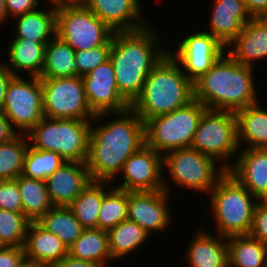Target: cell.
Masks as SVG:
<instances>
[{
  "label": "cell",
  "instance_id": "48",
  "mask_svg": "<svg viewBox=\"0 0 267 267\" xmlns=\"http://www.w3.org/2000/svg\"><path fill=\"white\" fill-rule=\"evenodd\" d=\"M56 4H79L85 0H53Z\"/></svg>",
  "mask_w": 267,
  "mask_h": 267
},
{
  "label": "cell",
  "instance_id": "30",
  "mask_svg": "<svg viewBox=\"0 0 267 267\" xmlns=\"http://www.w3.org/2000/svg\"><path fill=\"white\" fill-rule=\"evenodd\" d=\"M107 232L109 251L113 260L132 254L142 247L150 236L141 226L129 219L121 221Z\"/></svg>",
  "mask_w": 267,
  "mask_h": 267
},
{
  "label": "cell",
  "instance_id": "42",
  "mask_svg": "<svg viewBox=\"0 0 267 267\" xmlns=\"http://www.w3.org/2000/svg\"><path fill=\"white\" fill-rule=\"evenodd\" d=\"M7 20L18 17L27 12L37 9L40 4L38 0H5ZM12 16V17H11Z\"/></svg>",
  "mask_w": 267,
  "mask_h": 267
},
{
  "label": "cell",
  "instance_id": "37",
  "mask_svg": "<svg viewBox=\"0 0 267 267\" xmlns=\"http://www.w3.org/2000/svg\"><path fill=\"white\" fill-rule=\"evenodd\" d=\"M30 223L23 213L0 209V245L24 246Z\"/></svg>",
  "mask_w": 267,
  "mask_h": 267
},
{
  "label": "cell",
  "instance_id": "20",
  "mask_svg": "<svg viewBox=\"0 0 267 267\" xmlns=\"http://www.w3.org/2000/svg\"><path fill=\"white\" fill-rule=\"evenodd\" d=\"M214 3L207 32L227 48L252 17L244 0H214Z\"/></svg>",
  "mask_w": 267,
  "mask_h": 267
},
{
  "label": "cell",
  "instance_id": "49",
  "mask_svg": "<svg viewBox=\"0 0 267 267\" xmlns=\"http://www.w3.org/2000/svg\"><path fill=\"white\" fill-rule=\"evenodd\" d=\"M19 267H46V266H44L42 264L35 263V262H30V261L24 260Z\"/></svg>",
  "mask_w": 267,
  "mask_h": 267
},
{
  "label": "cell",
  "instance_id": "45",
  "mask_svg": "<svg viewBox=\"0 0 267 267\" xmlns=\"http://www.w3.org/2000/svg\"><path fill=\"white\" fill-rule=\"evenodd\" d=\"M14 77L11 71L6 67L5 63L0 62V110L3 107L6 91L10 80Z\"/></svg>",
  "mask_w": 267,
  "mask_h": 267
},
{
  "label": "cell",
  "instance_id": "22",
  "mask_svg": "<svg viewBox=\"0 0 267 267\" xmlns=\"http://www.w3.org/2000/svg\"><path fill=\"white\" fill-rule=\"evenodd\" d=\"M23 247L25 260L46 267H51L68 255V249L63 242L37 221H31Z\"/></svg>",
  "mask_w": 267,
  "mask_h": 267
},
{
  "label": "cell",
  "instance_id": "21",
  "mask_svg": "<svg viewBox=\"0 0 267 267\" xmlns=\"http://www.w3.org/2000/svg\"><path fill=\"white\" fill-rule=\"evenodd\" d=\"M226 52L237 62L253 67L254 61L267 58V17H252Z\"/></svg>",
  "mask_w": 267,
  "mask_h": 267
},
{
  "label": "cell",
  "instance_id": "40",
  "mask_svg": "<svg viewBox=\"0 0 267 267\" xmlns=\"http://www.w3.org/2000/svg\"><path fill=\"white\" fill-rule=\"evenodd\" d=\"M249 235L267 244V200H258Z\"/></svg>",
  "mask_w": 267,
  "mask_h": 267
},
{
  "label": "cell",
  "instance_id": "1",
  "mask_svg": "<svg viewBox=\"0 0 267 267\" xmlns=\"http://www.w3.org/2000/svg\"><path fill=\"white\" fill-rule=\"evenodd\" d=\"M109 114L118 117L97 128L90 127L86 164L92 181L113 182L125 161L145 145V123L131 107L97 114L93 121Z\"/></svg>",
  "mask_w": 267,
  "mask_h": 267
},
{
  "label": "cell",
  "instance_id": "26",
  "mask_svg": "<svg viewBox=\"0 0 267 267\" xmlns=\"http://www.w3.org/2000/svg\"><path fill=\"white\" fill-rule=\"evenodd\" d=\"M236 117L239 148L267 149V109L256 103L238 110Z\"/></svg>",
  "mask_w": 267,
  "mask_h": 267
},
{
  "label": "cell",
  "instance_id": "6",
  "mask_svg": "<svg viewBox=\"0 0 267 267\" xmlns=\"http://www.w3.org/2000/svg\"><path fill=\"white\" fill-rule=\"evenodd\" d=\"M91 120L43 119L28 133L31 147L58 153L67 162H86Z\"/></svg>",
  "mask_w": 267,
  "mask_h": 267
},
{
  "label": "cell",
  "instance_id": "35",
  "mask_svg": "<svg viewBox=\"0 0 267 267\" xmlns=\"http://www.w3.org/2000/svg\"><path fill=\"white\" fill-rule=\"evenodd\" d=\"M108 191L104 194L98 214L97 228L108 231L121 221L127 219L128 192L111 186L108 181Z\"/></svg>",
  "mask_w": 267,
  "mask_h": 267
},
{
  "label": "cell",
  "instance_id": "44",
  "mask_svg": "<svg viewBox=\"0 0 267 267\" xmlns=\"http://www.w3.org/2000/svg\"><path fill=\"white\" fill-rule=\"evenodd\" d=\"M251 17H267V0H244Z\"/></svg>",
  "mask_w": 267,
  "mask_h": 267
},
{
  "label": "cell",
  "instance_id": "25",
  "mask_svg": "<svg viewBox=\"0 0 267 267\" xmlns=\"http://www.w3.org/2000/svg\"><path fill=\"white\" fill-rule=\"evenodd\" d=\"M47 2L50 3L47 11L39 7L14 18L16 25L13 38L49 42L56 36V3L53 0Z\"/></svg>",
  "mask_w": 267,
  "mask_h": 267
},
{
  "label": "cell",
  "instance_id": "8",
  "mask_svg": "<svg viewBox=\"0 0 267 267\" xmlns=\"http://www.w3.org/2000/svg\"><path fill=\"white\" fill-rule=\"evenodd\" d=\"M114 31L83 3L56 4V36L75 51L106 45Z\"/></svg>",
  "mask_w": 267,
  "mask_h": 267
},
{
  "label": "cell",
  "instance_id": "12",
  "mask_svg": "<svg viewBox=\"0 0 267 267\" xmlns=\"http://www.w3.org/2000/svg\"><path fill=\"white\" fill-rule=\"evenodd\" d=\"M43 113L47 118L92 120L81 76L41 78Z\"/></svg>",
  "mask_w": 267,
  "mask_h": 267
},
{
  "label": "cell",
  "instance_id": "3",
  "mask_svg": "<svg viewBox=\"0 0 267 267\" xmlns=\"http://www.w3.org/2000/svg\"><path fill=\"white\" fill-rule=\"evenodd\" d=\"M253 73L254 67L237 62L225 52L212 68L193 83L194 99L207 109L235 113L259 103Z\"/></svg>",
  "mask_w": 267,
  "mask_h": 267
},
{
  "label": "cell",
  "instance_id": "32",
  "mask_svg": "<svg viewBox=\"0 0 267 267\" xmlns=\"http://www.w3.org/2000/svg\"><path fill=\"white\" fill-rule=\"evenodd\" d=\"M108 181H91L68 206L84 228H97L98 214Z\"/></svg>",
  "mask_w": 267,
  "mask_h": 267
},
{
  "label": "cell",
  "instance_id": "11",
  "mask_svg": "<svg viewBox=\"0 0 267 267\" xmlns=\"http://www.w3.org/2000/svg\"><path fill=\"white\" fill-rule=\"evenodd\" d=\"M1 110L18 133L27 134L44 117L41 78L14 76Z\"/></svg>",
  "mask_w": 267,
  "mask_h": 267
},
{
  "label": "cell",
  "instance_id": "34",
  "mask_svg": "<svg viewBox=\"0 0 267 267\" xmlns=\"http://www.w3.org/2000/svg\"><path fill=\"white\" fill-rule=\"evenodd\" d=\"M27 134L18 133L8 142L0 144V181L16 179L22 175L25 156L29 148Z\"/></svg>",
  "mask_w": 267,
  "mask_h": 267
},
{
  "label": "cell",
  "instance_id": "31",
  "mask_svg": "<svg viewBox=\"0 0 267 267\" xmlns=\"http://www.w3.org/2000/svg\"><path fill=\"white\" fill-rule=\"evenodd\" d=\"M37 222L48 232L55 234L67 249L84 230L75 214L66 206H53Z\"/></svg>",
  "mask_w": 267,
  "mask_h": 267
},
{
  "label": "cell",
  "instance_id": "17",
  "mask_svg": "<svg viewBox=\"0 0 267 267\" xmlns=\"http://www.w3.org/2000/svg\"><path fill=\"white\" fill-rule=\"evenodd\" d=\"M237 157L227 172L258 200H267V149L242 148Z\"/></svg>",
  "mask_w": 267,
  "mask_h": 267
},
{
  "label": "cell",
  "instance_id": "33",
  "mask_svg": "<svg viewBox=\"0 0 267 267\" xmlns=\"http://www.w3.org/2000/svg\"><path fill=\"white\" fill-rule=\"evenodd\" d=\"M22 199L23 214L30 221H38L53 204L45 181L20 175L16 178Z\"/></svg>",
  "mask_w": 267,
  "mask_h": 267
},
{
  "label": "cell",
  "instance_id": "7",
  "mask_svg": "<svg viewBox=\"0 0 267 267\" xmlns=\"http://www.w3.org/2000/svg\"><path fill=\"white\" fill-rule=\"evenodd\" d=\"M206 109L194 99L182 108L148 119L145 122V144L162 155L174 149L191 147Z\"/></svg>",
  "mask_w": 267,
  "mask_h": 267
},
{
  "label": "cell",
  "instance_id": "29",
  "mask_svg": "<svg viewBox=\"0 0 267 267\" xmlns=\"http://www.w3.org/2000/svg\"><path fill=\"white\" fill-rule=\"evenodd\" d=\"M228 260L231 267H266L267 244L250 235L227 238Z\"/></svg>",
  "mask_w": 267,
  "mask_h": 267
},
{
  "label": "cell",
  "instance_id": "38",
  "mask_svg": "<svg viewBox=\"0 0 267 267\" xmlns=\"http://www.w3.org/2000/svg\"><path fill=\"white\" fill-rule=\"evenodd\" d=\"M112 39L106 44L85 51H75L77 76H85L90 71L109 60Z\"/></svg>",
  "mask_w": 267,
  "mask_h": 267
},
{
  "label": "cell",
  "instance_id": "5",
  "mask_svg": "<svg viewBox=\"0 0 267 267\" xmlns=\"http://www.w3.org/2000/svg\"><path fill=\"white\" fill-rule=\"evenodd\" d=\"M209 195L216 234L225 238L249 235L258 199L228 172Z\"/></svg>",
  "mask_w": 267,
  "mask_h": 267
},
{
  "label": "cell",
  "instance_id": "47",
  "mask_svg": "<svg viewBox=\"0 0 267 267\" xmlns=\"http://www.w3.org/2000/svg\"><path fill=\"white\" fill-rule=\"evenodd\" d=\"M7 21L5 0H0V24Z\"/></svg>",
  "mask_w": 267,
  "mask_h": 267
},
{
  "label": "cell",
  "instance_id": "28",
  "mask_svg": "<svg viewBox=\"0 0 267 267\" xmlns=\"http://www.w3.org/2000/svg\"><path fill=\"white\" fill-rule=\"evenodd\" d=\"M77 76L75 50L58 36L45 47L44 65L40 78H65Z\"/></svg>",
  "mask_w": 267,
  "mask_h": 267
},
{
  "label": "cell",
  "instance_id": "24",
  "mask_svg": "<svg viewBox=\"0 0 267 267\" xmlns=\"http://www.w3.org/2000/svg\"><path fill=\"white\" fill-rule=\"evenodd\" d=\"M48 42H36L31 39L13 38L8 45V63L6 67L14 76L25 72L30 77H41L44 65L45 47ZM20 71V72H19Z\"/></svg>",
  "mask_w": 267,
  "mask_h": 267
},
{
  "label": "cell",
  "instance_id": "23",
  "mask_svg": "<svg viewBox=\"0 0 267 267\" xmlns=\"http://www.w3.org/2000/svg\"><path fill=\"white\" fill-rule=\"evenodd\" d=\"M197 231L185 252L188 267H226L229 264L227 238L203 229Z\"/></svg>",
  "mask_w": 267,
  "mask_h": 267
},
{
  "label": "cell",
  "instance_id": "18",
  "mask_svg": "<svg viewBox=\"0 0 267 267\" xmlns=\"http://www.w3.org/2000/svg\"><path fill=\"white\" fill-rule=\"evenodd\" d=\"M86 162H65L45 182L53 206L68 207L91 182Z\"/></svg>",
  "mask_w": 267,
  "mask_h": 267
},
{
  "label": "cell",
  "instance_id": "46",
  "mask_svg": "<svg viewBox=\"0 0 267 267\" xmlns=\"http://www.w3.org/2000/svg\"><path fill=\"white\" fill-rule=\"evenodd\" d=\"M51 267H101L100 265L87 261V260H79L69 255H66L63 259L59 262L55 263Z\"/></svg>",
  "mask_w": 267,
  "mask_h": 267
},
{
  "label": "cell",
  "instance_id": "36",
  "mask_svg": "<svg viewBox=\"0 0 267 267\" xmlns=\"http://www.w3.org/2000/svg\"><path fill=\"white\" fill-rule=\"evenodd\" d=\"M66 161L56 152L37 150L29 145L23 165L22 175L45 181Z\"/></svg>",
  "mask_w": 267,
  "mask_h": 267
},
{
  "label": "cell",
  "instance_id": "4",
  "mask_svg": "<svg viewBox=\"0 0 267 267\" xmlns=\"http://www.w3.org/2000/svg\"><path fill=\"white\" fill-rule=\"evenodd\" d=\"M194 100L193 83L167 52L147 76L141 94L131 108L144 121L170 113Z\"/></svg>",
  "mask_w": 267,
  "mask_h": 267
},
{
  "label": "cell",
  "instance_id": "2",
  "mask_svg": "<svg viewBox=\"0 0 267 267\" xmlns=\"http://www.w3.org/2000/svg\"><path fill=\"white\" fill-rule=\"evenodd\" d=\"M156 31L147 25L112 35L109 60L114 67L118 90L130 104L141 94L150 71L169 51L158 46L160 35Z\"/></svg>",
  "mask_w": 267,
  "mask_h": 267
},
{
  "label": "cell",
  "instance_id": "15",
  "mask_svg": "<svg viewBox=\"0 0 267 267\" xmlns=\"http://www.w3.org/2000/svg\"><path fill=\"white\" fill-rule=\"evenodd\" d=\"M82 79L87 103L95 115L118 113L130 108L131 104L118 90L114 67L110 60L82 76Z\"/></svg>",
  "mask_w": 267,
  "mask_h": 267
},
{
  "label": "cell",
  "instance_id": "19",
  "mask_svg": "<svg viewBox=\"0 0 267 267\" xmlns=\"http://www.w3.org/2000/svg\"><path fill=\"white\" fill-rule=\"evenodd\" d=\"M140 0H85L83 4L114 32L135 31L148 24L141 20ZM140 20V21H139Z\"/></svg>",
  "mask_w": 267,
  "mask_h": 267
},
{
  "label": "cell",
  "instance_id": "41",
  "mask_svg": "<svg viewBox=\"0 0 267 267\" xmlns=\"http://www.w3.org/2000/svg\"><path fill=\"white\" fill-rule=\"evenodd\" d=\"M25 260L24 247H0V267H19Z\"/></svg>",
  "mask_w": 267,
  "mask_h": 267
},
{
  "label": "cell",
  "instance_id": "14",
  "mask_svg": "<svg viewBox=\"0 0 267 267\" xmlns=\"http://www.w3.org/2000/svg\"><path fill=\"white\" fill-rule=\"evenodd\" d=\"M163 155L146 144L133 153L123 164L121 174L124 181L114 187L127 192L159 191L171 189L169 180L164 179Z\"/></svg>",
  "mask_w": 267,
  "mask_h": 267
},
{
  "label": "cell",
  "instance_id": "27",
  "mask_svg": "<svg viewBox=\"0 0 267 267\" xmlns=\"http://www.w3.org/2000/svg\"><path fill=\"white\" fill-rule=\"evenodd\" d=\"M68 255L108 267L110 261H113L109 251L108 232L99 228H84L81 235L68 248Z\"/></svg>",
  "mask_w": 267,
  "mask_h": 267
},
{
  "label": "cell",
  "instance_id": "10",
  "mask_svg": "<svg viewBox=\"0 0 267 267\" xmlns=\"http://www.w3.org/2000/svg\"><path fill=\"white\" fill-rule=\"evenodd\" d=\"M219 165L217 169L213 157L191 147L174 149L163 155V167H167L173 183L178 187L205 194L210 193L217 181L227 172L222 164Z\"/></svg>",
  "mask_w": 267,
  "mask_h": 267
},
{
  "label": "cell",
  "instance_id": "39",
  "mask_svg": "<svg viewBox=\"0 0 267 267\" xmlns=\"http://www.w3.org/2000/svg\"><path fill=\"white\" fill-rule=\"evenodd\" d=\"M0 209L23 213L21 193L16 179L0 181Z\"/></svg>",
  "mask_w": 267,
  "mask_h": 267
},
{
  "label": "cell",
  "instance_id": "16",
  "mask_svg": "<svg viewBox=\"0 0 267 267\" xmlns=\"http://www.w3.org/2000/svg\"><path fill=\"white\" fill-rule=\"evenodd\" d=\"M166 190L128 192L127 219L141 226L149 235L163 231L172 218Z\"/></svg>",
  "mask_w": 267,
  "mask_h": 267
},
{
  "label": "cell",
  "instance_id": "13",
  "mask_svg": "<svg viewBox=\"0 0 267 267\" xmlns=\"http://www.w3.org/2000/svg\"><path fill=\"white\" fill-rule=\"evenodd\" d=\"M177 47L175 53L168 52L192 83L212 68L227 50L216 37L204 30L189 33Z\"/></svg>",
  "mask_w": 267,
  "mask_h": 267
},
{
  "label": "cell",
  "instance_id": "43",
  "mask_svg": "<svg viewBox=\"0 0 267 267\" xmlns=\"http://www.w3.org/2000/svg\"><path fill=\"white\" fill-rule=\"evenodd\" d=\"M18 132L14 129L5 114L0 110V144L14 138Z\"/></svg>",
  "mask_w": 267,
  "mask_h": 267
},
{
  "label": "cell",
  "instance_id": "9",
  "mask_svg": "<svg viewBox=\"0 0 267 267\" xmlns=\"http://www.w3.org/2000/svg\"><path fill=\"white\" fill-rule=\"evenodd\" d=\"M191 148L213 157L217 162L222 161L223 168L228 170L231 167L228 159L231 160L230 157L240 150L236 113L206 109L198 123Z\"/></svg>",
  "mask_w": 267,
  "mask_h": 267
}]
</instances>
